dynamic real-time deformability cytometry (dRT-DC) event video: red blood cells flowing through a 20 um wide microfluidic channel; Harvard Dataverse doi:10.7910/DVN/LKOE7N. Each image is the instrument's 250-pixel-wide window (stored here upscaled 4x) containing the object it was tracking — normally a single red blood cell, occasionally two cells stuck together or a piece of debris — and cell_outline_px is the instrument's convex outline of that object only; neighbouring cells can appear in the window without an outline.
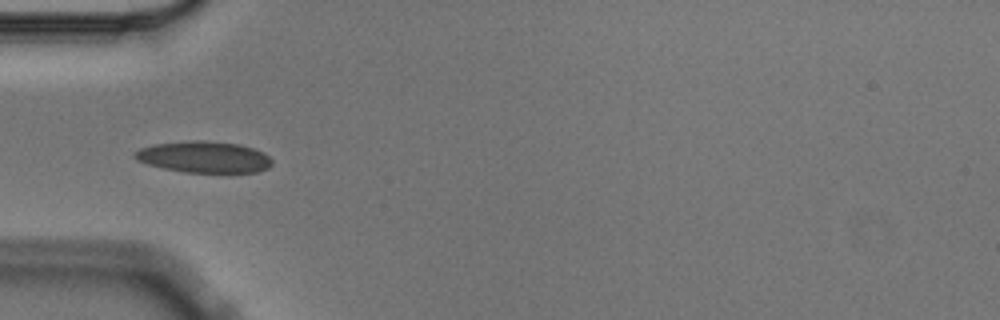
{"species": "Egyptian fruit bat (a non-hibernating species)", "species_latin": "Rousettus aegyptiacus", "temperature_condition": "cold", "stored_images_in_passage": 7, "camera_frame_rate_fps": 3000, "um_per_image_px": 0.085, "animal": {"sex": "male"}, "frame": {"image": 1, "passage_image": 1, "time_ms": 0.0, "image_size_px": [1000, 320], "cell_outline_px": [[272, 164], [268, 168], [256, 172], [184, 172], [164, 168], [148, 164], [136, 160], [132, 156], [132, 152], [140, 148], [152, 144], [192, 140], [204, 140], [236, 144], [252, 148], [264, 152], [272, 160]], "centroid_in_image_um": [17.3, 13.34], "position_along_channel_um": 67.7, "area_um2": 25.14}}
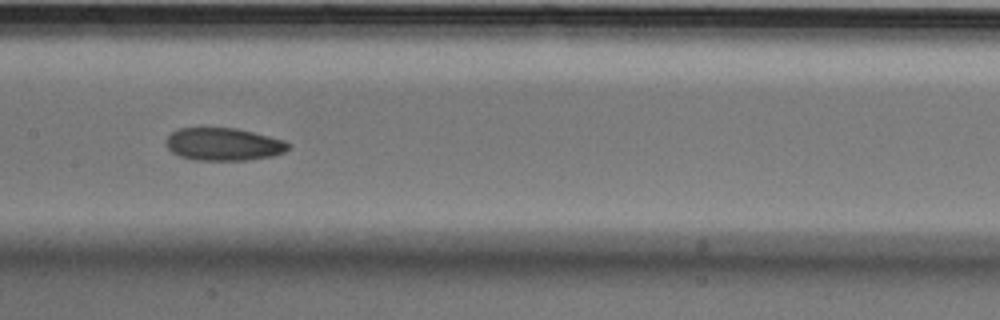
{"frame": {"image": 2, "passage_image": 4, "time_ms": 1.0, "image_size_px": [1000, 320], "cell_outline_px": [[292, 144], [284, 152], [272, 156], [248, 160], [196, 160], [180, 156], [172, 152], [164, 144], [168, 136], [172, 132], [180, 128], [236, 128], [284, 140]], "centroid_in_image_um": [19.0, 12.26], "position_along_channel_um": 188.4, "area_um2": 23.24}}
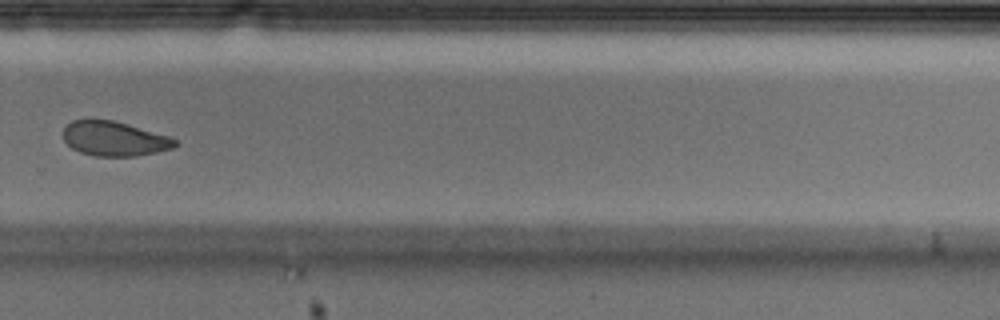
{"frame": {"image": 3, "passage_image": 7, "time_ms": 2.0, "image_size_px": [1000, 320], "cell_outline_px": [[180, 144], [176, 148], [136, 156], [96, 156], [80, 152], [72, 148], [64, 140], [64, 128], [72, 120], [112, 120], [168, 136], [176, 140]], "centroid_in_image_um": [9.74, 11.8], "position_along_channel_um": 320.1, "area_um2": 22.31}}